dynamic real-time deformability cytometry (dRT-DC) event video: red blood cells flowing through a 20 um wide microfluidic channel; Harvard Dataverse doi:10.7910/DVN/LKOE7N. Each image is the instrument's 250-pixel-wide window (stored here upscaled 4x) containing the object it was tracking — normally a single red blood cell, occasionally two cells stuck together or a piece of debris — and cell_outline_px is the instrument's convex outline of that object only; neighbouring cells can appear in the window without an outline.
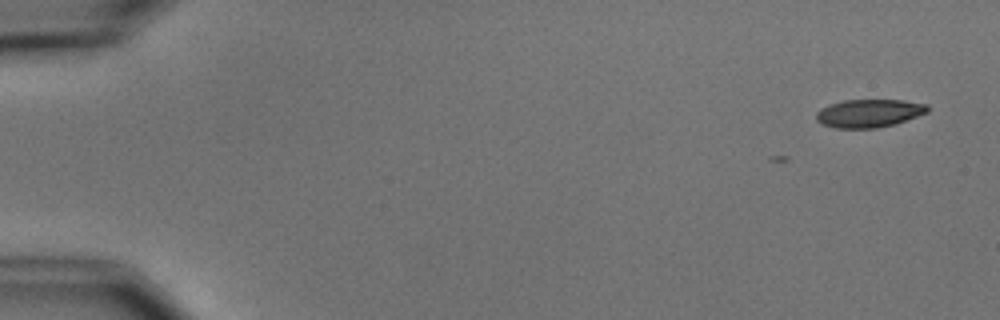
{"species": "common noctule bat (a hibernating species)", "species_latin": "Nyctalus noctula", "temperature_condition": "cold", "stored_images_in_passage": 5, "camera_frame_rate_fps": 3000, "um_per_image_px": 0.085, "animal": {"sex": "male", "body_mass_g": 15.6}, "frame": {"image": 1, "passage_image": 1, "time_ms": 0.0, "image_size_px": [1000, 320], "cell_outline_px": [[928, 112], [896, 124], [876, 128], [836, 128], [824, 124], [816, 120], [816, 112], [820, 108], [828, 104], [844, 100], [904, 100], [928, 104]], "centroid_in_image_um": [73.87, 9.62], "position_along_channel_um": 11.1, "area_um2": 18.32}}
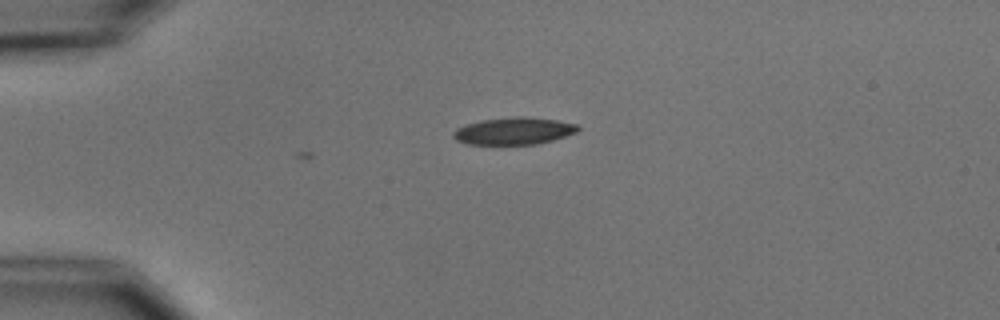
{"frame": {"image": 2, "passage_image": 4, "time_ms": 3.667, "image_size_px": [1000, 320], "cell_outline_px": [[580, 128], [576, 132], [552, 140], [536, 144], [468, 144], [456, 140], [452, 136], [452, 132], [456, 128], [480, 120], [516, 116], [524, 116], [556, 120], [576, 124]], "centroid_in_image_um": [43.64, 11.13], "position_along_channel_um": 41.4, "area_um2": 19.59}}